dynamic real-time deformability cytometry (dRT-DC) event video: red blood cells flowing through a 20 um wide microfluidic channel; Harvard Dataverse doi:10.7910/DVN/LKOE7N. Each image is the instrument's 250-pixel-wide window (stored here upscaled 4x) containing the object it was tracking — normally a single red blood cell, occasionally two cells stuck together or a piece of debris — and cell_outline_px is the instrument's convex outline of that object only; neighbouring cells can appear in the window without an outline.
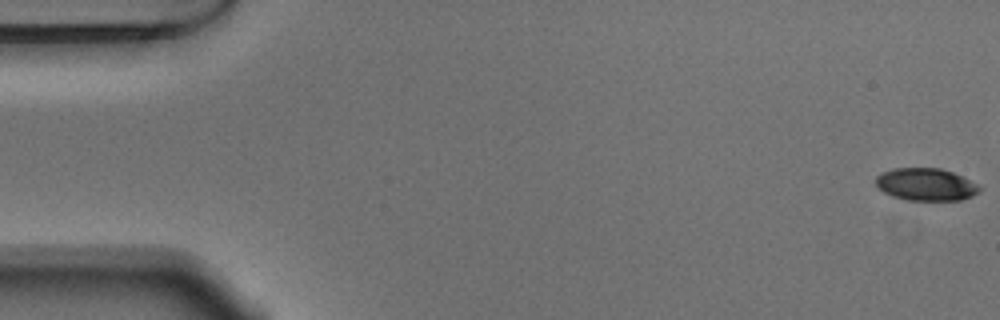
{"species": "Egyptian fruit bat (a non-hibernating species)", "species_latin": "Rousettus aegyptiacus", "temperature_condition": "warm", "stored_images_in_passage": 45, "camera_frame_rate_fps": 3000, "um_per_image_px": 0.085, "animal": {"sex": "male"}, "frame": {"image": 1, "passage_image": 1, "time_ms": 0.0, "image_size_px": [1000, 320], "cell_outline_px": [[984, 188], [972, 196], [960, 200], [908, 200], [892, 196], [884, 192], [876, 184], [876, 176], [880, 172], [892, 168], [940, 168], [952, 172]], "centroid_in_image_um": [78.68, 15.67], "position_along_channel_um": 6.3, "area_um2": 19.54}}
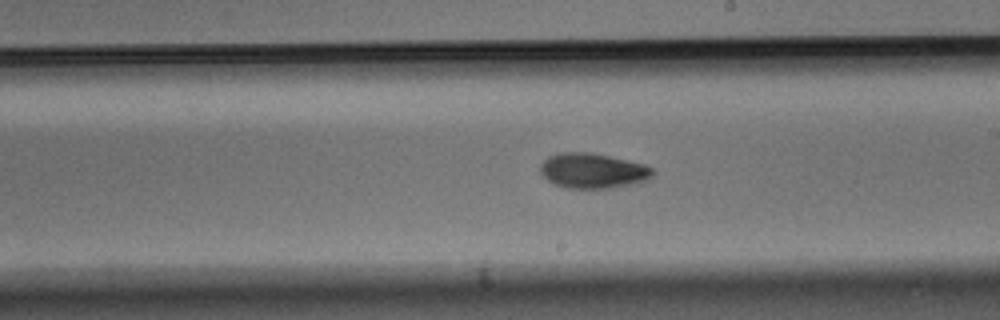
{"frame": {"image": 2, "passage_image": 31, "time_ms": 10.0, "image_size_px": [1000, 320], "cell_outline_px": [[652, 176], [648, 180], [612, 188], [564, 188], [552, 184], [540, 172], [540, 164], [548, 156], [560, 152], [592, 152], [644, 164], [652, 168]], "centroid_in_image_um": [50.35, 14.51], "position_along_channel_um": 238.7, "area_um2": 23.06}}
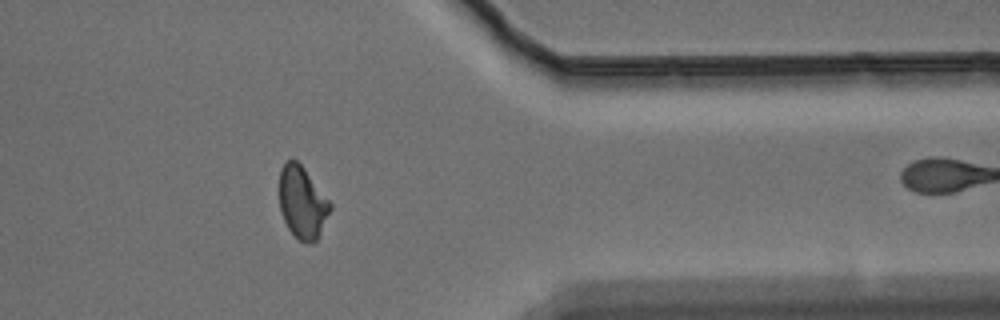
{"frame": {"image": 3, "passage_image": 44, "time_ms": 14.333, "image_size_px": [1000, 320], "cell_outline_px": [[332, 208], [316, 240], [312, 244], [308, 244], [300, 240], [288, 228], [284, 220], [280, 208], [280, 168], [288, 160], [296, 160], [304, 168], [332, 204]], "centroid_in_image_um": [25.7, 17.21], "position_along_channel_um": 385.7, "area_um2": 21.04}}